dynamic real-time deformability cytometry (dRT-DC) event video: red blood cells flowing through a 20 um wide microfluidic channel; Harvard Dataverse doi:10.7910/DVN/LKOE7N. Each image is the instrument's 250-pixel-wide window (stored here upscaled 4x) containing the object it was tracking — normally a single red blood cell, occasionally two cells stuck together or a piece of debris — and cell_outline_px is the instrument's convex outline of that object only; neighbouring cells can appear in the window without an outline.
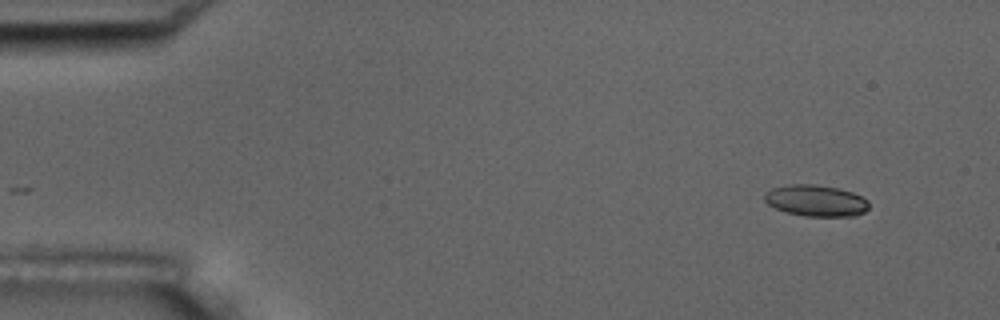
{"species": "common noctule bat (a hibernating species)", "species_latin": "Nyctalus noctula", "temperature_condition": "room temperature", "stored_images_in_passage": 2, "camera_frame_rate_fps": 3000, "um_per_image_px": 0.085, "animal": {"sex": "male", "body_mass_g": 17.5, "forearm_length_mm": 52.3}, "frame": {"image": 1, "passage_image": 2, "time_ms": 1.0, "image_size_px": [1000, 320], "cell_outline_px": [[868, 208], [864, 212], [856, 216], [804, 216], [788, 212], [776, 208], [768, 204], [764, 200], [764, 196], [772, 188], [792, 184], [812, 184], [836, 188], [852, 192], [868, 200]], "centroid_in_image_um": [69.37, 17.06], "position_along_channel_um": 15.6, "area_um2": 18.84}}